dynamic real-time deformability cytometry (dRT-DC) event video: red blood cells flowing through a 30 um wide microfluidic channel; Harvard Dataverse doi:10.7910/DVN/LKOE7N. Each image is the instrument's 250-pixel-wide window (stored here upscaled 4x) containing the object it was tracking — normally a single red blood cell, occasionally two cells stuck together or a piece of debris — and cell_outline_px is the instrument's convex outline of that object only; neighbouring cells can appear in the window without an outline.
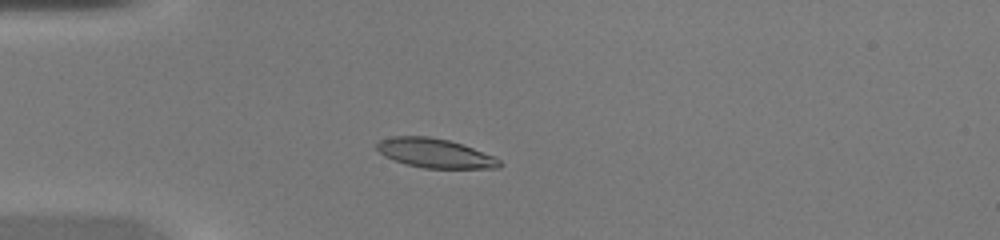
{"species": "common noctule bat (a hibernating species)", "species_latin": "Nyctalus noctula", "temperature_condition": "warm", "stored_images_in_passage": 42, "camera_frame_rate_fps": 3000, "um_per_image_px": 0.085, "animal": {"sex": "female", "body_mass_g": 20.0, "forearm_length_mm": 54.0}, "frame": {"image": 1, "passage_image": 9, "time_ms": 2.667, "image_size_px": [1000, 240], "cell_outline_px": [[504, 164], [500, 168], [424, 168], [404, 164], [384, 156], [376, 148], [376, 144], [380, 140], [392, 136], [428, 136], [448, 140], [464, 144], [496, 156]], "centroid_in_image_um": [37.01, 13.02], "position_along_channel_um": 48.0, "area_um2": 21.21}}
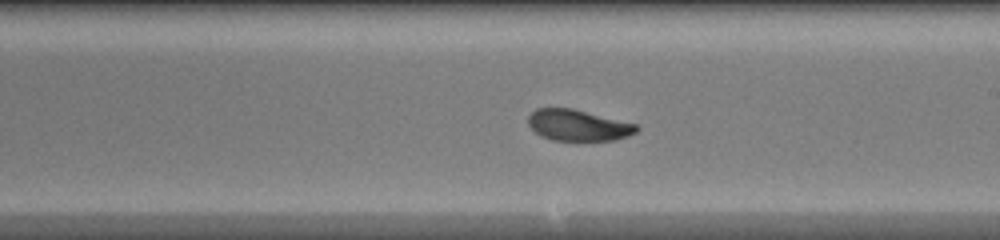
{"frame": {"image": 2, "passage_image": 23, "time_ms": 7.333, "image_size_px": [1000, 240], "cell_outline_px": [[640, 128], [636, 132], [628, 136], [616, 140], [552, 140], [540, 136], [528, 124], [528, 116], [536, 108], [572, 108], [636, 124]], "centroid_in_image_um": [49.13, 10.65], "position_along_channel_um": 239.9, "area_um2": 19.59}}
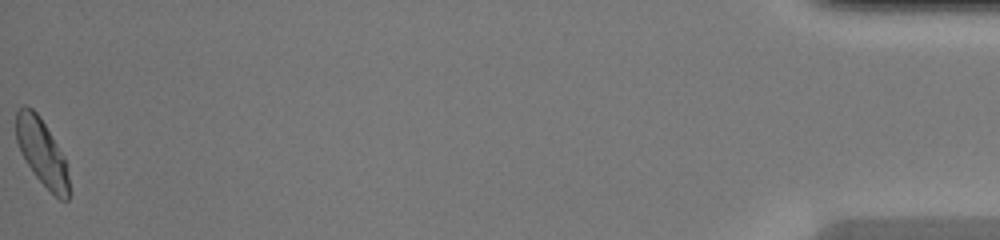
{"frame": {"image": 3, "passage_image": 42, "time_ms": 13.667, "image_size_px": [1000, 240], "cell_outline_px": [[68, 200], [60, 200], [36, 176], [20, 152], [16, 140], [16, 112], [24, 104], [32, 108], [40, 116], [64, 156], [68, 164]], "centroid_in_image_um": [3.55, 12.91], "position_along_channel_um": 431.6, "area_um2": 20.29}}